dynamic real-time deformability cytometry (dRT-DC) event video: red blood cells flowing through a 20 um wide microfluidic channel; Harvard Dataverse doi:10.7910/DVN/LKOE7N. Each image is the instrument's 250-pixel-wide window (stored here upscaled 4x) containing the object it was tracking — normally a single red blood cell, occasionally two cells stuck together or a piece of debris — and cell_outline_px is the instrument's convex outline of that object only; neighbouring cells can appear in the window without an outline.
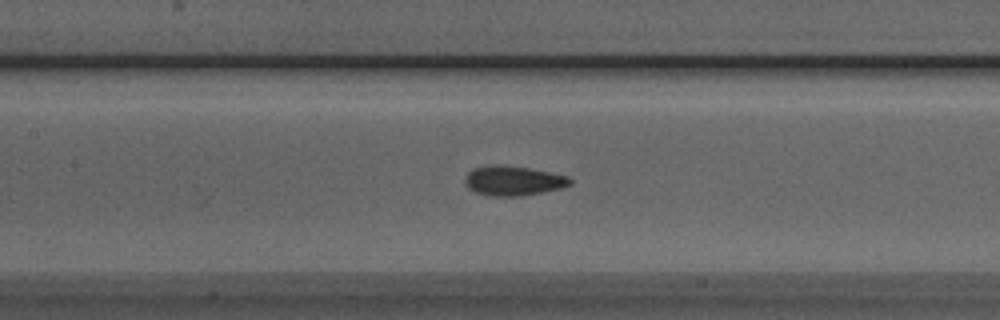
{"species": "Egyptian fruit bat (a non-hibernating species)", "species_latin": "Rousettus aegyptiacus", "temperature_condition": "room temperature", "stored_images_in_passage": 24, "camera_frame_rate_fps": 3000, "um_per_image_px": 0.085, "animal": {"sex": "male"}, "frame": {"image": 1, "passage_image": 9, "time_ms": 2.667, "image_size_px": [1000, 320], "cell_outline_px": [[572, 184], [560, 188], [520, 196], [488, 196], [476, 192], [468, 188], [464, 180], [468, 172], [472, 168], [528, 168], [568, 176], [572, 180]], "centroid_in_image_um": [43.65, 15.42], "position_along_channel_um": 163.7, "area_um2": 17.22}}
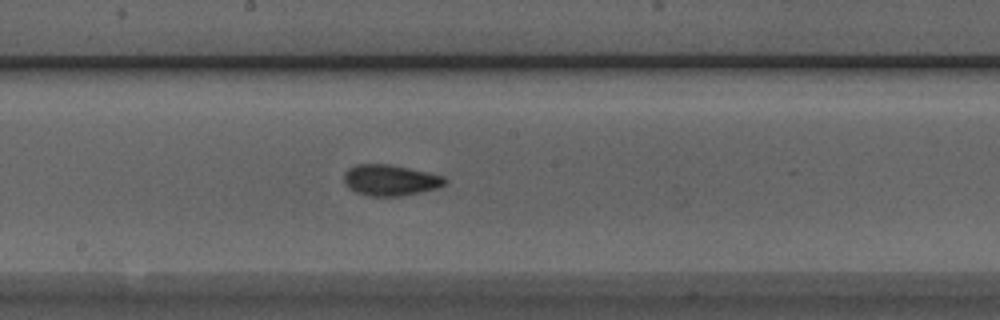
{"frame": {"image": 2, "passage_image": 13, "time_ms": 4.0, "image_size_px": [1000, 320], "cell_outline_px": [[448, 184], [436, 188], [420, 192], [400, 196], [368, 196], [356, 192], [348, 188], [344, 184], [344, 172], [348, 168], [356, 164], [388, 164], [428, 172], [444, 176], [448, 180]], "centroid_in_image_um": [33.17, 15.31], "position_along_channel_um": 215.0, "area_um2": 18.38}}
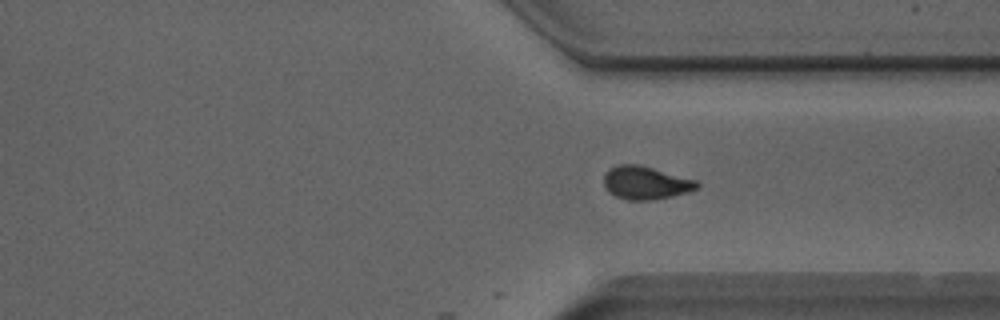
{"frame": {"image": 3, "passage_image": 24, "time_ms": 7.667, "image_size_px": [1000, 320], "cell_outline_px": [[700, 184], [696, 188], [688, 192], [672, 196], [652, 200], [628, 200], [616, 196], [608, 192], [604, 188], [604, 176], [612, 168], [620, 164], [640, 164], [696, 180]], "centroid_in_image_um": [54.88, 15.54], "position_along_channel_um": 356.5, "area_um2": 17.86}}